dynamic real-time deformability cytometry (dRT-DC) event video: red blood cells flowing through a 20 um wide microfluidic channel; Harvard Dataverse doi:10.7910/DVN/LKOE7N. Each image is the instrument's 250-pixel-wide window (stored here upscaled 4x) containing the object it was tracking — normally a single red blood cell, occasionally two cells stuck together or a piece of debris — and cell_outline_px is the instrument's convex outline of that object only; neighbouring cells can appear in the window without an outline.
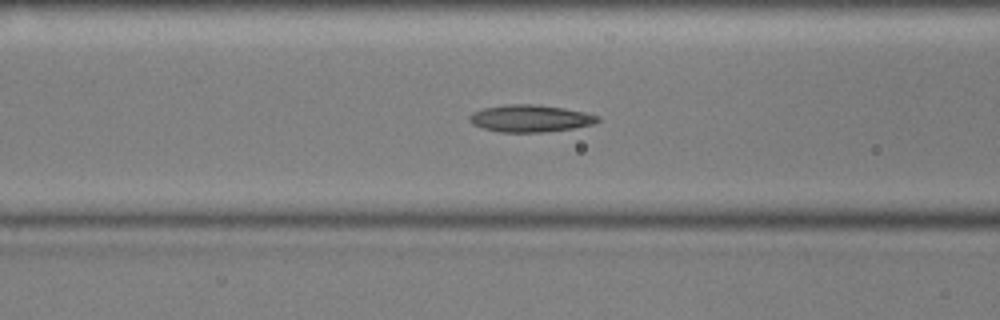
{"species": "common noctule bat (a hibernating species)", "species_latin": "Nyctalus noctula", "temperature_condition": "cold", "stored_images_in_passage": 56, "camera_frame_rate_fps": 3000, "um_per_image_px": 0.085, "animal": {"sex": "male", "body_mass_g": 17.9, "forearm_length_mm": 54.2}, "frame": {"image": 1, "passage_image": 21, "time_ms": 6.667, "image_size_px": [1000, 320], "cell_outline_px": [[600, 120], [592, 124], [572, 128], [544, 132], [500, 132], [484, 128], [472, 124], [468, 120], [468, 116], [472, 112], [484, 108], [508, 104], [536, 104], [564, 108], [584, 112], [600, 116]], "centroid_in_image_um": [45.05, 10.06], "position_along_channel_um": 121.6, "area_um2": 20.23}}
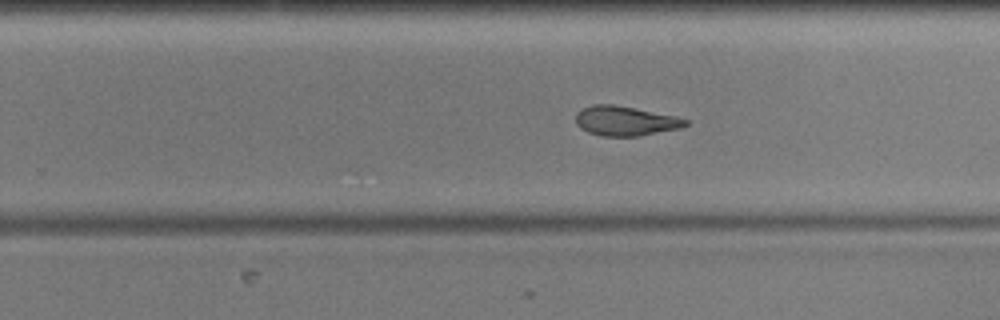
{"frame": {"image": 2, "passage_image": 34, "time_ms": 11.0, "image_size_px": [1000, 320], "cell_outline_px": [[688, 124], [680, 128], [640, 136], [600, 136], [588, 132], [580, 128], [576, 124], [576, 112], [592, 104], [612, 104], [676, 116], [688, 120]], "centroid_in_image_um": [53.13, 10.28], "position_along_channel_um": 276.7, "area_um2": 18.9}}
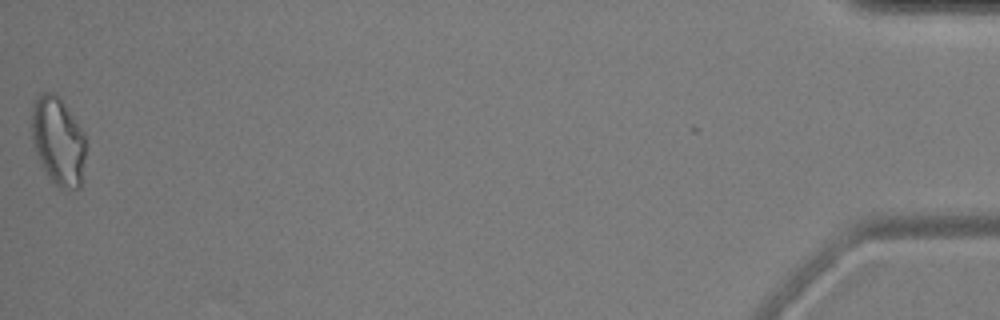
{"frame": {"image": 3, "passage_image": 55, "time_ms": 18.0, "image_size_px": [1000, 320], "cell_outline_px": [[84, 156], [80, 188], [60, 188], [48, 176], [36, 152], [32, 140], [32, 108], [40, 92], [56, 92], [60, 96], [84, 132]], "centroid_in_image_um": [4.93, 11.93], "position_along_channel_um": 430.3, "area_um2": 27.46}, "authors_computed_cell_mechanics": {"area_um2": 20.23, "velocity_mm_per_s": 3.5809, "shape_relaxation_time_tau1_ms": 9.6849, "shape_relaxation_time_tau2_ms": 5.4872, "deformation_change_tau1": 0.19, "deformation_change_tau2": 0.134}}